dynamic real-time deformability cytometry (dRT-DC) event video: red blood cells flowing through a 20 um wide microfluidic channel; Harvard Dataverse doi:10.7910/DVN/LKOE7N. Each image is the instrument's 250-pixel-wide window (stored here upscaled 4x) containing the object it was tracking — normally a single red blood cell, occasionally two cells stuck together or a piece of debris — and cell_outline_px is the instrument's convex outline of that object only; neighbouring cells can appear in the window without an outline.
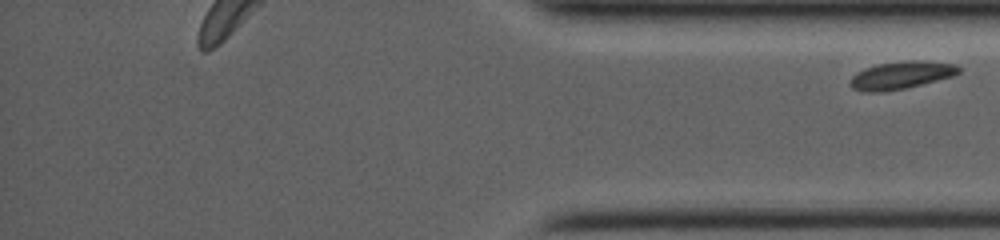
{"species": "common noctule bat (a hibernating species)", "species_latin": "Nyctalus noctula", "temperature_condition": "room temperature", "stored_images_in_passage": 23, "segment_of_instrument_passage": [2, 2], "camera_frame_rate_fps": 4000, "um_per_image_px": 0.085, "animal": {"sex": "female", "body_mass_g": 19.0, "forearm_length_mm": 53.3}, "frame": {"image": 1, "passage_image": 23, "time_ms": 10.5, "image_size_px": [1000, 240], "cell_outline_px": [[960, 72], [952, 76], [904, 88], [880, 92], [864, 92], [852, 88], [852, 76], [856, 72], [864, 68], [880, 64], [908, 60], [920, 60], [956, 64], [960, 68]], "centroid_in_image_um": [76.6, 6.38], "position_along_channel_um": 358.6, "area_um2": 17.17}}